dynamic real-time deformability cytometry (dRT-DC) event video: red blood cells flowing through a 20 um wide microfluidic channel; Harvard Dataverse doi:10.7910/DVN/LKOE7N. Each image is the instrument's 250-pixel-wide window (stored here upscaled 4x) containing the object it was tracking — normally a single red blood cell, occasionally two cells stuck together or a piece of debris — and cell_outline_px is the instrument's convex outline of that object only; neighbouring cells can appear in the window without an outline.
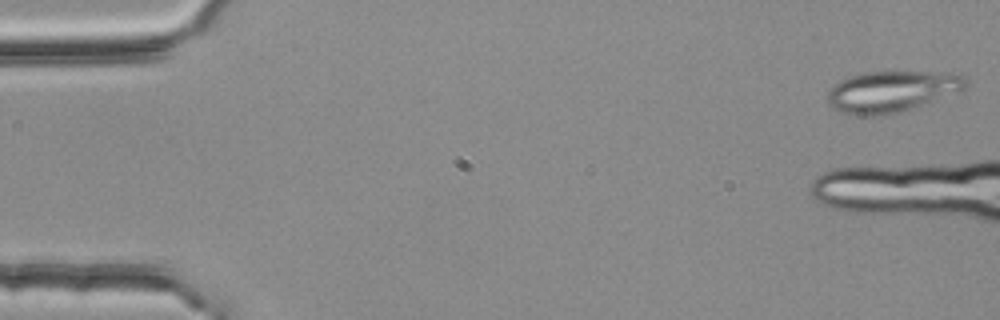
{"species": "common noctule bat (a hibernating species)", "species_latin": "Nyctalus noctula", "temperature_condition": "room temperature", "stored_images_in_passage": 7, "camera_frame_rate_fps": 3000, "um_per_image_px": 0.085, "animal": {"sex": "female", "body_mass_g": 25.1}, "frame": {"image": 1, "passage_image": 1, "time_ms": 0.0, "image_size_px": [1000, 320], "cell_outline_px": [[968, 84], [964, 88], [900, 112], [876, 116], [860, 116], [840, 112], [832, 108], [828, 104], [828, 92], [840, 80], [848, 76], [864, 72], [960, 72], [968, 76]], "centroid_in_image_um": [75.79, 7.75], "position_along_channel_um": 9.2, "area_um2": 33.06}}